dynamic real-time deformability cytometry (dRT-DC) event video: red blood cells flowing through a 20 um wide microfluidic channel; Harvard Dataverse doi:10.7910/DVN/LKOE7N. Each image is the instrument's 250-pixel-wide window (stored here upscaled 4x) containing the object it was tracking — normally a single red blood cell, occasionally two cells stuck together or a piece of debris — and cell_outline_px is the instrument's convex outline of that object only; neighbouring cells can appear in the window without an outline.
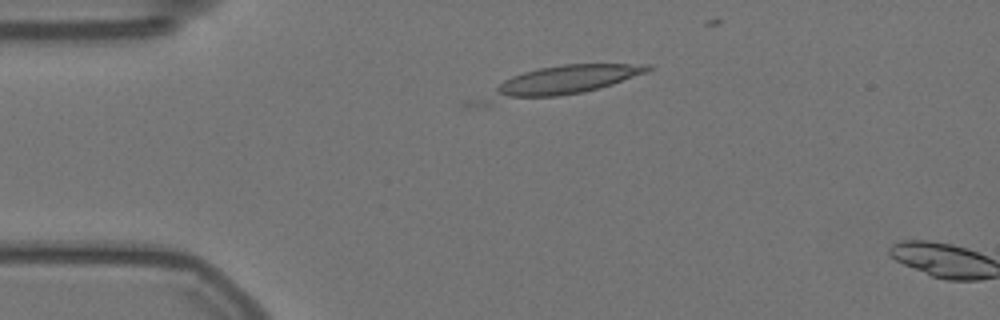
{"species": "Egyptian fruit bat (a non-hibernating species)", "species_latin": "Rousettus aegyptiacus", "temperature_condition": "warm", "stored_images_in_passage": 2, "camera_frame_rate_fps": 3000, "um_per_image_px": 0.085, "animal": {"sex": "female"}, "frame": {"image": 1, "passage_image": 1, "time_ms": 0.0, "image_size_px": [1000, 320], "cell_outline_px": [[652, 68], [648, 72], [600, 88], [584, 92], [484, 108], [460, 108], [460, 104], [464, 100], [512, 76], [524, 72], [540, 68], [564, 64], [652, 64]], "centroid_in_image_um": [47.06, 7.07], "position_along_channel_um": 37.9, "area_um2": 31.04}}